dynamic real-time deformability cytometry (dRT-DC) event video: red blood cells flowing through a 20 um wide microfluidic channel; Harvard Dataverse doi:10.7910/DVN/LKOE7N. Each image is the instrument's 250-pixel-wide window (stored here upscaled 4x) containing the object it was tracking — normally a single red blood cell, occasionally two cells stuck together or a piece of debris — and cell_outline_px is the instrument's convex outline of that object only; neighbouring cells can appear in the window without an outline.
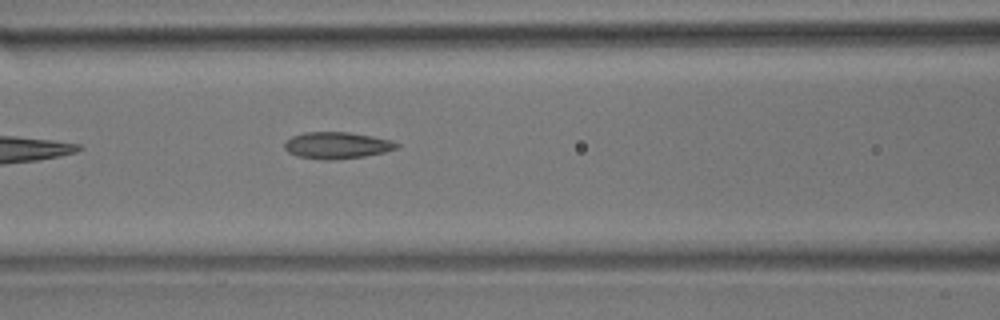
{"species": "common noctule bat (a hibernating species)", "species_latin": "Nyctalus noctula", "temperature_condition": "room temperature", "stored_images_in_passage": 6, "camera_frame_rate_fps": 3000, "um_per_image_px": 0.085, "animal": {"sex": "male", "body_mass_g": 17.9}, "frame": {"image": 1, "passage_image": 6, "time_ms": 5.667, "image_size_px": [1000, 320], "cell_outline_px": [[400, 144], [396, 148], [384, 152], [364, 156], [336, 160], [324, 160], [296, 156], [288, 152], [284, 148], [284, 144], [292, 136], [304, 132], [348, 132], [372, 136], [392, 140]], "centroid_in_image_um": [28.63, 12.36], "position_along_channel_um": 138.0, "area_um2": 17.46}}